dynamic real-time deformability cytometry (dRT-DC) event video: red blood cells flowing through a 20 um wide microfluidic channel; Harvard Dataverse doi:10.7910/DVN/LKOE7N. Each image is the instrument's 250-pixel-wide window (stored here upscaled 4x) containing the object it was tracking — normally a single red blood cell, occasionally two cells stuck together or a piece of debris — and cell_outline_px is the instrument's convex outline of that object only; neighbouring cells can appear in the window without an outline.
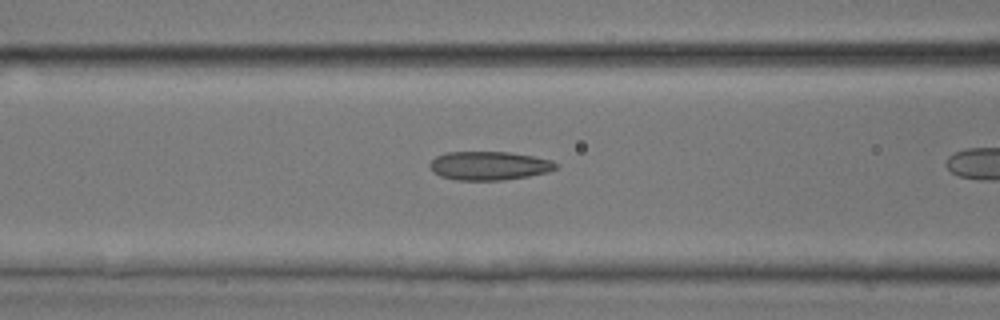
{"species": "common noctule bat (a hibernating species)", "species_latin": "Nyctalus noctula", "temperature_condition": "room temperature", "stored_images_in_passage": 14, "camera_frame_rate_fps": 3000, "um_per_image_px": 0.085, "animal": {"sex": "male", "body_mass_g": 17.9, "forearm_length_mm": 54.2}, "frame": {"image": 1, "passage_image": 10, "time_ms": 3.0, "image_size_px": [1000, 320], "cell_outline_px": [[560, 164], [556, 168], [548, 172], [528, 176], [500, 180], [456, 180], [440, 176], [432, 172], [428, 164], [436, 156], [448, 152], [508, 152], [532, 156], [552, 160]], "centroid_in_image_um": [41.56, 14.08], "position_along_channel_um": 125.0, "area_um2": 21.1}}